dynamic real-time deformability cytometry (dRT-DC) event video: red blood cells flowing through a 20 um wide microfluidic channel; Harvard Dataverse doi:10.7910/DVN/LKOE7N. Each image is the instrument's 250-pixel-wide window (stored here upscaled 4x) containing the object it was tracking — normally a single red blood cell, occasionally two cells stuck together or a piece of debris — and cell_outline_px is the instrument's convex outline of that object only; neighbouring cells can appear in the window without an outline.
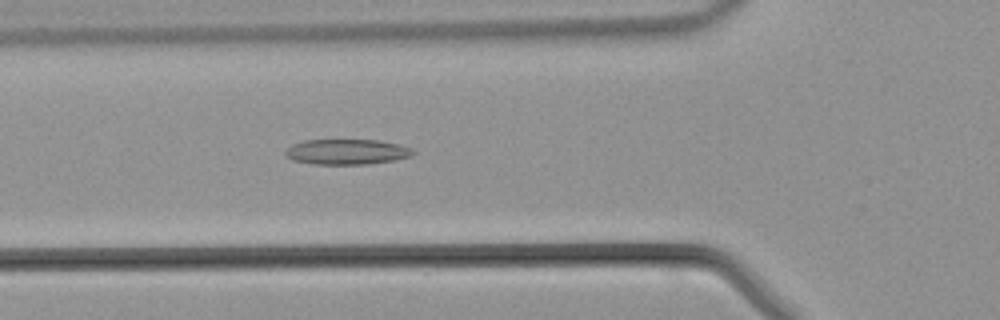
{"species": "common noctule bat (a hibernating species)", "species_latin": "Nyctalus noctula", "temperature_condition": "warm", "stored_images_in_passage": 33, "camera_frame_rate_fps": 3000, "um_per_image_px": 0.085, "animal": {"sex": "male", "body_mass_g": 21.5, "forearm_length_mm": 52.0}, "frame": {"image": 1, "passage_image": 9, "time_ms": 2.667, "image_size_px": [1000, 320], "cell_outline_px": [[416, 152], [412, 156], [396, 160], [368, 164], [312, 164], [292, 160], [284, 156], [284, 152], [292, 144], [304, 140], [376, 140], [400, 144], [412, 148]], "centroid_in_image_um": [29.49, 12.91], "position_along_channel_um": 96.3, "area_um2": 19.07}}
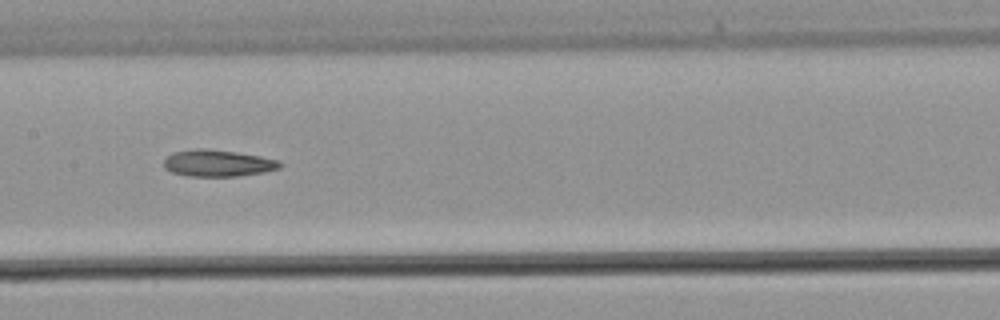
{"frame": {"image": 2, "passage_image": 15, "time_ms": 4.667, "image_size_px": [1000, 320], "cell_outline_px": [[284, 164], [280, 168], [264, 172], [236, 176], [188, 176], [172, 172], [164, 168], [164, 160], [168, 156], [176, 152], [196, 148], [204, 148], [236, 152], [260, 156], [280, 160]], "centroid_in_image_um": [18.55, 13.87], "position_along_channel_um": 188.8, "area_um2": 18.03}}
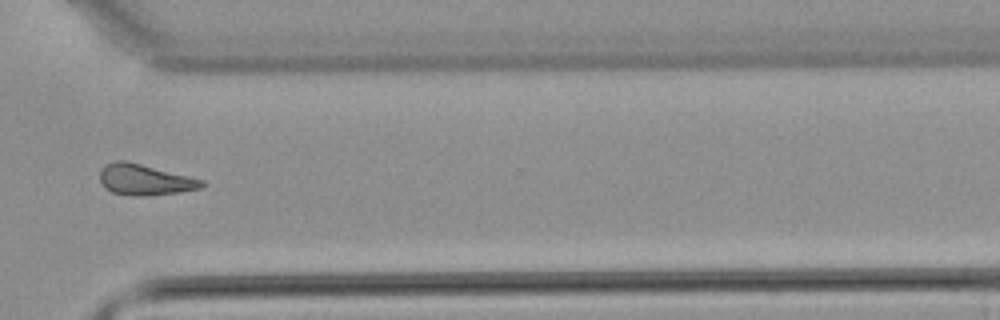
{"frame": {"image": 3, "passage_image": 26, "time_ms": 8.333, "image_size_px": [1000, 320], "cell_outline_px": [[204, 184], [200, 188], [180, 192], [140, 196], [132, 196], [112, 192], [100, 180], [100, 168], [104, 164], [116, 160], [124, 160], [204, 180]], "centroid_in_image_um": [12.28, 15.27], "position_along_channel_um": 358.3, "area_um2": 18.03}}